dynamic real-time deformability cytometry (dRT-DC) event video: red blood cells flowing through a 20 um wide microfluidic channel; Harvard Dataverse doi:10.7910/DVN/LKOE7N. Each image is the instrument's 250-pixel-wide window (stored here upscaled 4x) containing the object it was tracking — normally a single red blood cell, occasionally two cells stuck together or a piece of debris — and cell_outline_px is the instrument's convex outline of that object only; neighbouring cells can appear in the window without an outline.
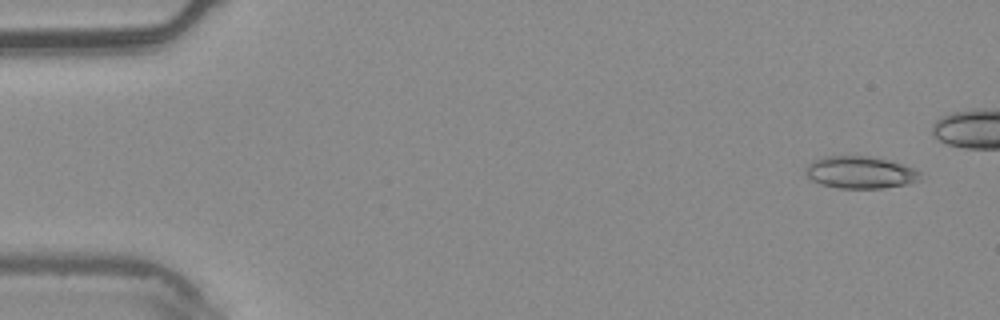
{"species": "common noctule bat (a hibernating species)", "species_latin": "Nyctalus noctula", "temperature_condition": "warm", "stored_images_in_passage": 9, "camera_frame_rate_fps": 3000, "um_per_image_px": 0.085, "animal": {"sex": "male", "body_mass_g": 20.4}, "frame": {"image": 1, "passage_image": 1, "time_ms": 0.0, "image_size_px": [1000, 320], "cell_outline_px": [[920, 180], [908, 184], [880, 188], [840, 188], [820, 184], [812, 180], [804, 172], [804, 168], [812, 160], [824, 156], [872, 156], [888, 160], [912, 168], [920, 172]], "centroid_in_image_um": [73.08, 14.65], "position_along_channel_um": 11.9, "area_um2": 21.5}}
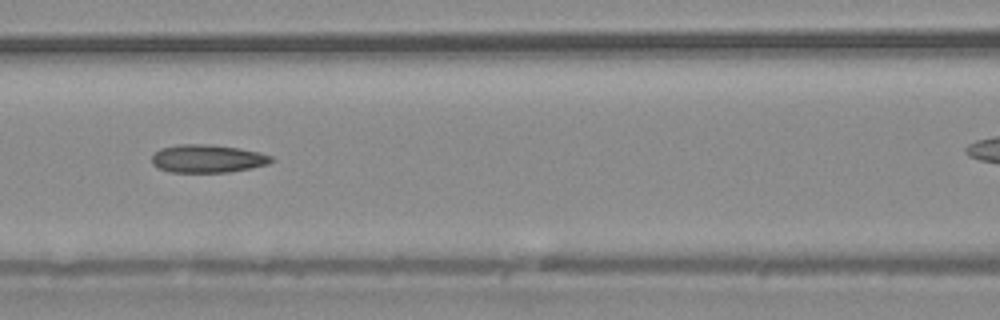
{"frame": {"image": 2, "passage_image": 7, "time_ms": 2.0, "image_size_px": [1000, 320], "cell_outline_px": [[276, 160], [268, 164], [252, 168], [228, 172], [172, 172], [160, 168], [152, 164], [152, 156], [160, 148], [180, 144], [208, 144], [240, 148], [260, 152], [272, 156]], "centroid_in_image_um": [17.69, 13.48], "position_along_channel_um": 148.9, "area_um2": 19.59}}